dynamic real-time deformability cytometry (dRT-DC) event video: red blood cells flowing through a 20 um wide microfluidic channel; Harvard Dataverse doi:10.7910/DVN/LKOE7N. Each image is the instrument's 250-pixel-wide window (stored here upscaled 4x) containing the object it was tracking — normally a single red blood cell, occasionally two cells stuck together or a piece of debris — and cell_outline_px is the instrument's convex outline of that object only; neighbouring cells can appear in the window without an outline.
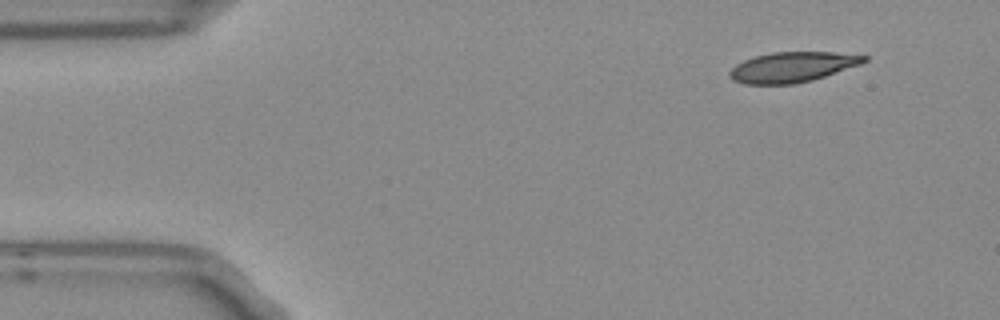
{"species": "Egyptian fruit bat (a non-hibernating species)", "species_latin": "Rousettus aegyptiacus", "temperature_condition": "room temperature", "stored_images_in_passage": 6, "camera_frame_rate_fps": 3000, "um_per_image_px": 0.085, "frame": {"image": 1, "passage_image": 1, "time_ms": 0.0, "image_size_px": [1000, 320], "cell_outline_px": [[868, 60], [860, 64], [812, 80], [792, 84], [744, 84], [732, 80], [728, 76], [728, 72], [736, 64], [744, 60], [756, 56], [772, 52], [832, 52], [868, 56]], "centroid_in_image_um": [67.3, 5.7], "position_along_channel_um": 17.7, "area_um2": 23.52}}
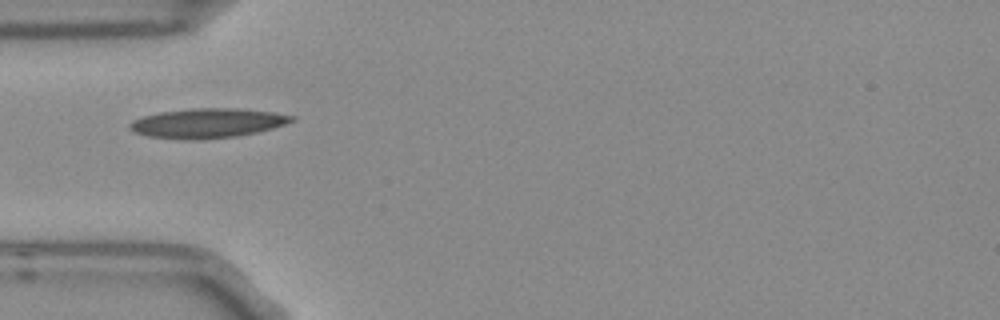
{"frame": {"image": 2, "passage_image": 4, "time_ms": 1.0, "image_size_px": [1000, 320], "cell_outline_px": [[296, 120], [272, 128], [256, 132], [236, 136], [200, 140], [188, 140], [148, 136], [132, 132], [128, 128], [128, 124], [132, 120], [144, 116], [160, 112], [192, 108], [240, 108], [272, 112], [296, 116]], "centroid_in_image_um": [17.61, 10.46], "position_along_channel_um": 67.4, "area_um2": 28.03}}
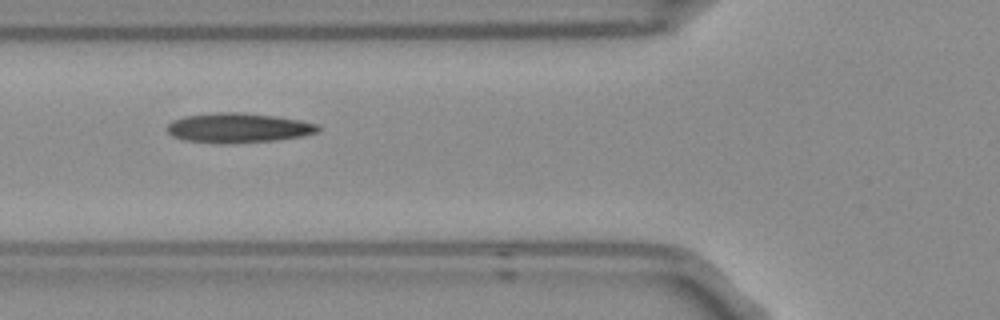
{"frame": {"image": 3, "passage_image": 5, "time_ms": 1.333, "image_size_px": [1000, 320], "cell_outline_px": [[320, 132], [300, 136], [276, 140], [228, 144], [224, 144], [184, 140], [172, 136], [168, 132], [168, 124], [172, 120], [184, 116], [216, 112], [244, 112], [276, 116], [300, 120], [320, 124]], "centroid_in_image_um": [20.27, 10.86], "position_along_channel_um": 105.5, "area_um2": 26.36}}